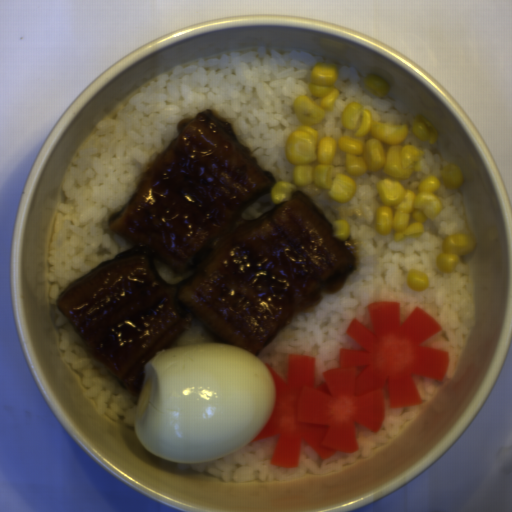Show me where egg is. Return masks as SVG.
<instances>
[{"label":"egg","mask_w":512,"mask_h":512,"mask_svg":"<svg viewBox=\"0 0 512 512\" xmlns=\"http://www.w3.org/2000/svg\"><path fill=\"white\" fill-rule=\"evenodd\" d=\"M275 400L274 378L257 354L193 343L163 349L145 364L132 421L155 458L214 462L261 433Z\"/></svg>","instance_id":"d2b9013d"}]
</instances>
